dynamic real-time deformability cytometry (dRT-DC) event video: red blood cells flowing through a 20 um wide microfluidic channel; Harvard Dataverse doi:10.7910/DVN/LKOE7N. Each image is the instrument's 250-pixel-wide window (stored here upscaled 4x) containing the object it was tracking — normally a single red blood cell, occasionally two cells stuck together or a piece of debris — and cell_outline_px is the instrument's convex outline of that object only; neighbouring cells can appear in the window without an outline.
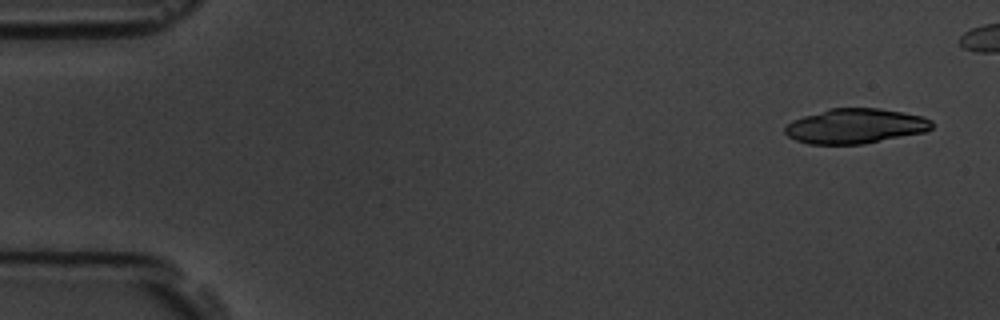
{"species": "common noctule bat (a hibernating species)", "species_latin": "Nyctalus noctula", "temperature_condition": "room temperature", "stored_images_in_passage": 8, "camera_frame_rate_fps": 3000, "um_per_image_px": 0.085, "animal": {"sex": "male", "body_mass_g": 19.5, "forearm_length_mm": 54.6}, "frame": {"image": 1, "passage_image": 1, "time_ms": 0.0, "image_size_px": [1000, 320], "cell_outline_px": [[932, 128], [924, 132], [864, 144], [808, 144], [796, 140], [788, 136], [784, 132], [784, 128], [792, 120], [828, 108], [880, 108], [924, 116], [932, 120]], "centroid_in_image_um": [72.71, 10.71], "position_along_channel_um": 12.3, "area_um2": 29.94}}
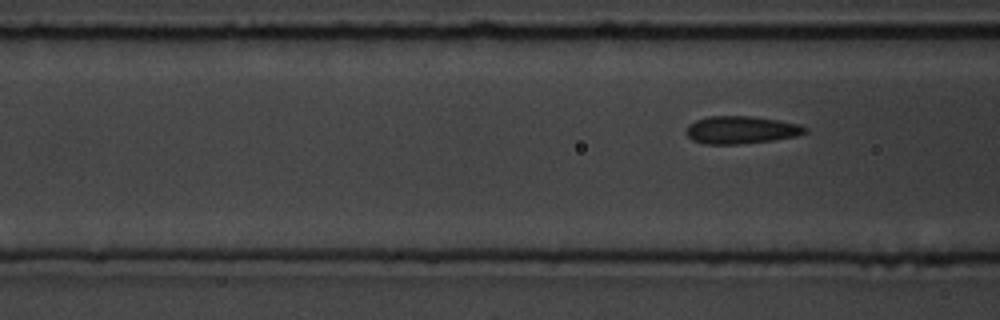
{"frame": {"image": 2, "passage_image": 8, "time_ms": 8.333, "image_size_px": [1000, 320], "cell_outline_px": [[808, 132], [796, 136], [772, 140], [740, 144], [704, 144], [692, 140], [684, 132], [688, 124], [696, 120], [708, 116], [752, 116], [780, 120], [800, 124], [808, 128]], "centroid_in_image_um": [62.99, 11.04], "position_along_channel_um": 103.6, "area_um2": 19.36}}